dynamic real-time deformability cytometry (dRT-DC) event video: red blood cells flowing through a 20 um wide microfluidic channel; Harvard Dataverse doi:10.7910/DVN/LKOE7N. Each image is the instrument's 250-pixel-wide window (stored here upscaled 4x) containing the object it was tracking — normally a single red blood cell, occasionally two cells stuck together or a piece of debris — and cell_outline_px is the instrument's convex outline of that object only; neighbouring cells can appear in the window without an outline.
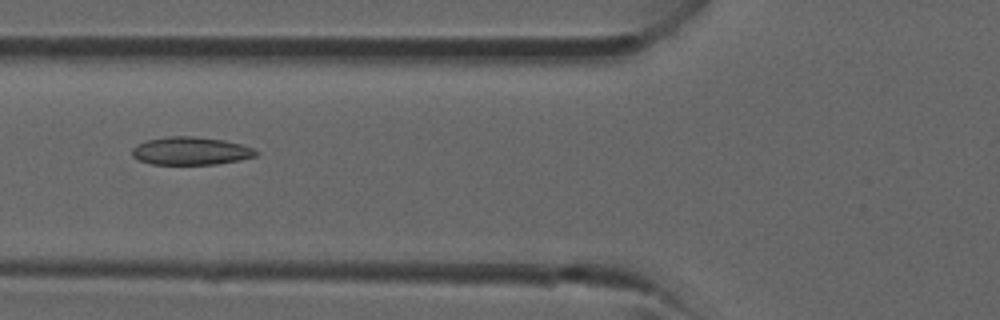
{"species": "common noctule bat (a hibernating species)", "species_latin": "Nyctalus noctula", "temperature_condition": "room temperature", "stored_images_in_passage": 39, "camera_frame_rate_fps": 3000, "um_per_image_px": 0.085, "animal": {"sex": "male", "forearm_length_mm": 52.5}, "frame": {"image": 1, "passage_image": 15, "time_ms": 4.667, "image_size_px": [1000, 320], "cell_outline_px": [[260, 152], [256, 156], [240, 160], [216, 164], [152, 164], [140, 160], [132, 156], [132, 148], [136, 144], [144, 140], [168, 136], [192, 136], [224, 140], [240, 144], [252, 148]], "centroid_in_image_um": [16.2, 12.82], "position_along_channel_um": 109.6, "area_um2": 20.23}}
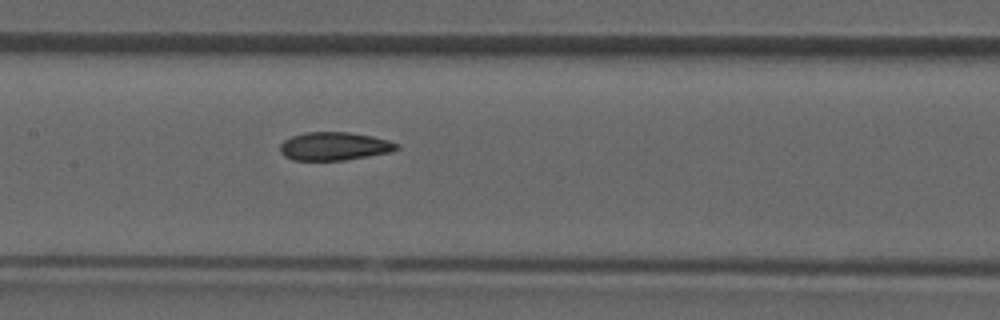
{"frame": {"image": 2, "passage_image": 19, "time_ms": 6.0, "image_size_px": [1000, 320], "cell_outline_px": [[400, 148], [392, 152], [344, 160], [292, 160], [284, 156], [280, 152], [280, 144], [284, 140], [292, 136], [308, 132], [348, 132], [372, 136], [388, 140], [400, 144]], "centroid_in_image_um": [28.44, 12.43], "position_along_channel_um": 179.0, "area_um2": 19.25}}
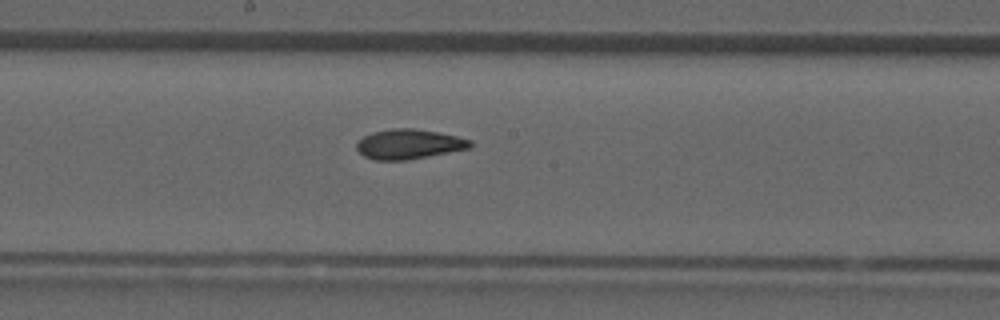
{"frame": {"image": 3, "passage_image": 21, "time_ms": 6.667, "image_size_px": [1000, 320], "cell_outline_px": [[472, 148], [404, 160], [376, 160], [364, 156], [356, 148], [356, 140], [372, 132], [392, 128], [412, 128], [436, 132], [456, 136], [472, 140]], "centroid_in_image_um": [34.74, 12.24], "position_along_channel_um": 213.5, "area_um2": 19.65}}